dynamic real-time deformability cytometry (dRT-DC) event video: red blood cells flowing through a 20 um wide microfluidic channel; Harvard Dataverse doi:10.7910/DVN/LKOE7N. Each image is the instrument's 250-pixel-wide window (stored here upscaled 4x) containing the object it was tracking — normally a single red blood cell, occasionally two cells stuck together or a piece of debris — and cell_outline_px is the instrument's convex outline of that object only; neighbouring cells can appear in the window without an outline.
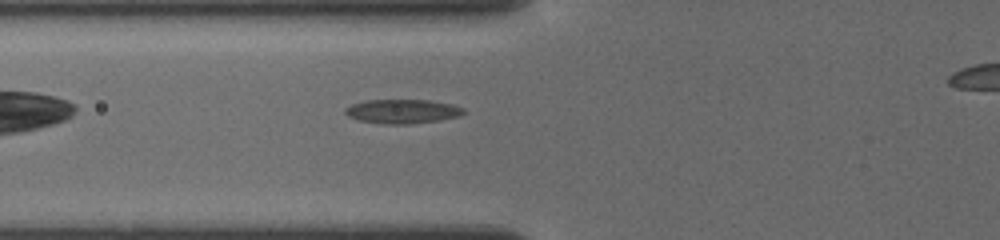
{"species": "common noctule bat (a hibernating species)", "species_latin": "Nyctalus noctula", "temperature_condition": "cold", "stored_images_in_passage": 14, "camera_frame_rate_fps": 3000, "um_per_image_px": 0.085, "animal": {"sex": "female", "body_mass_g": 19.5, "forearm_length_mm": 54.1}, "frame": {"image": 1, "passage_image": 8, "time_ms": 5.0, "image_size_px": [1000, 240], "cell_outline_px": [[464, 112], [460, 116], [412, 124], [380, 124], [360, 120], [348, 116], [344, 112], [344, 108], [352, 104], [368, 100], [428, 100], [452, 104], [464, 108]], "centroid_in_image_um": [34.18, 9.46], "position_along_channel_um": 91.6, "area_um2": 16.59}}
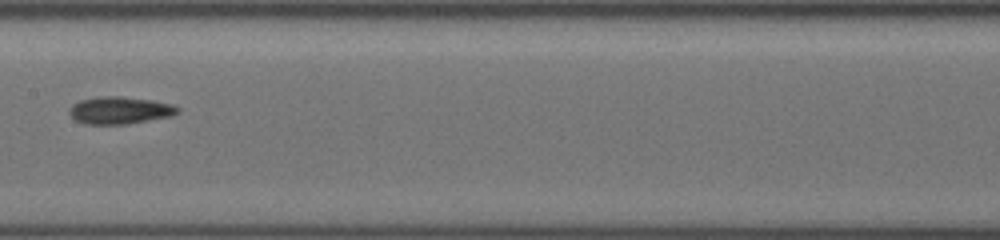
{"frame": {"image": 2, "passage_image": 12, "time_ms": 7.667, "image_size_px": [1000, 240], "cell_outline_px": [[180, 108], [172, 116], [128, 124], [84, 124], [76, 120], [68, 112], [72, 104], [80, 100], [108, 96], [120, 96], [152, 100], [172, 104]], "centroid_in_image_um": [10.18, 9.38], "position_along_channel_um": 197.2, "area_um2": 17.11}}
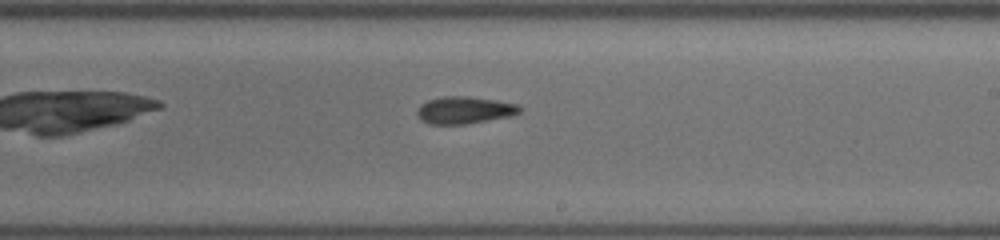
{"frame": {"image": 3, "passage_image": 14, "time_ms": 9.0, "image_size_px": [1000, 240], "cell_outline_px": [[520, 112], [512, 116], [464, 124], [432, 124], [420, 120], [416, 112], [420, 104], [428, 100], [444, 96], [468, 96], [496, 100], [520, 104]], "centroid_in_image_um": [39.48, 9.35], "position_along_channel_um": 249.5, "area_um2": 16.3}}